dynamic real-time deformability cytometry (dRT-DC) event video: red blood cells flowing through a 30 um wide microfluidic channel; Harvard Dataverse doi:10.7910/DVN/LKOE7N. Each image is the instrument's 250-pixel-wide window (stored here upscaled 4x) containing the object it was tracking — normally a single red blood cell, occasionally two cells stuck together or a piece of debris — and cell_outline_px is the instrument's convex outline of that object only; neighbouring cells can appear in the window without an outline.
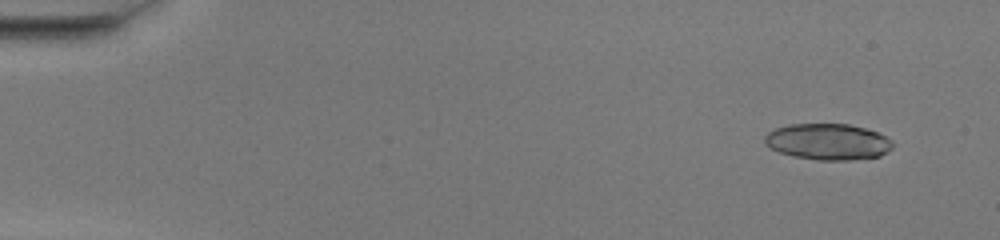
{"species": "common noctule bat (a hibernating species)", "species_latin": "Nyctalus noctula", "temperature_condition": "warm", "stored_images_in_passage": 50, "camera_frame_rate_fps": 3000, "um_per_image_px": 0.085, "animal": {"sex": "female", "body_mass_g": 20.0, "forearm_length_mm": 54.0}, "frame": {"image": 1, "passage_image": 4, "time_ms": 1.0, "image_size_px": [1000, 240], "cell_outline_px": [[892, 148], [880, 156], [852, 160], [816, 160], [792, 156], [780, 152], [764, 144], [764, 136], [768, 132], [776, 128], [788, 124], [848, 124], [864, 128], [876, 132], [892, 140]], "centroid_in_image_um": [70.35, 12.05], "position_along_channel_um": 14.7, "area_um2": 26.99}}
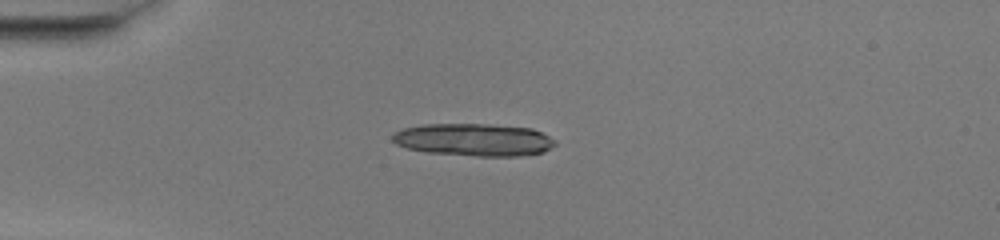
{"frame": {"image": 2, "passage_image": 14, "time_ms": 4.333, "image_size_px": [1000, 240], "cell_outline_px": [[556, 144], [544, 152], [520, 156], [476, 156], [428, 152], [408, 148], [396, 144], [392, 140], [392, 136], [396, 132], [404, 128], [420, 124], [488, 124], [532, 128], [556, 140]], "centroid_in_image_um": [40.29, 11.87], "position_along_channel_um": 44.7, "area_um2": 30.81}, "authors_computed_cell_mechanics": {"area_um2": 26.6169, "velocity_mm_per_s": 4.1065, "shape_relaxation_time_tau1_ms": 4.9389, "shape_relaxation_time_tau2_ms": 1.1424, "deformation_change_tau1": 0.1577, "deformation_change_tau2": 0.0717}}